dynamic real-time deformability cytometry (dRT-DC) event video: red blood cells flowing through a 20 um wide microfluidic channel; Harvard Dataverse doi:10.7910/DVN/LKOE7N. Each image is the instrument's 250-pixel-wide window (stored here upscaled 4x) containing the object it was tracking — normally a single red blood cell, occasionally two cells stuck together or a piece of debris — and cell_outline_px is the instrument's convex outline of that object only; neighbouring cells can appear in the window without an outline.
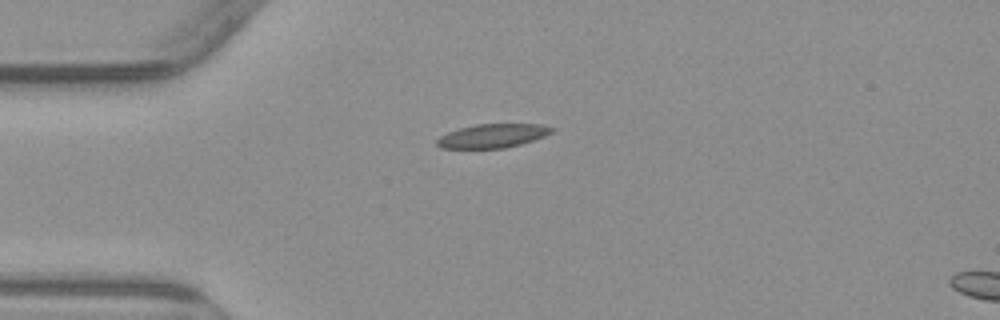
{"species": "common noctule bat (a hibernating species)", "species_latin": "Nyctalus noctula", "temperature_condition": "warm", "stored_images_in_passage": 3, "camera_frame_rate_fps": 3000, "um_per_image_px": 0.085, "animal": {"sex": "male", "body_mass_g": 23.1, "forearm_length_mm": 52.7}, "frame": {"image": 1, "passage_image": 1, "time_ms": 0.0, "image_size_px": [1000, 320], "cell_outline_px": [[556, 128], [552, 132], [544, 136], [520, 144], [504, 148], [440, 148], [436, 144], [436, 140], [440, 136], [448, 132], [460, 128], [476, 124], [540, 124]], "centroid_in_image_um": [41.86, 11.54], "position_along_channel_um": 43.1, "area_um2": 15.84}}
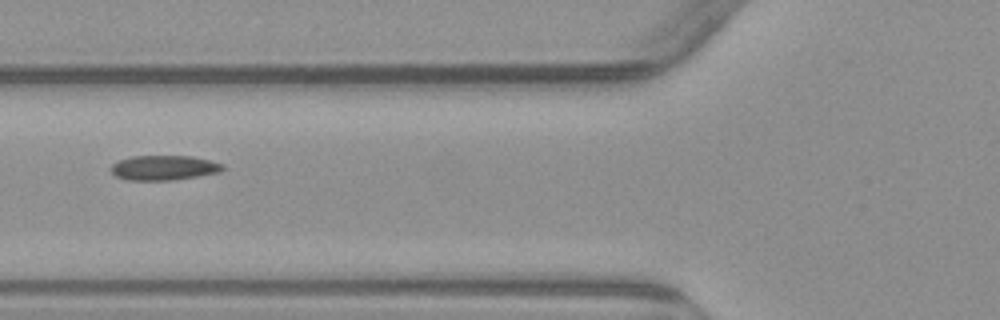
{"frame": {"image": 2, "passage_image": 3, "time_ms": 2.333, "image_size_px": [1000, 320], "cell_outline_px": [[224, 168], [220, 172], [172, 180], [128, 180], [116, 176], [112, 172], [112, 164], [120, 160], [132, 156], [192, 156], [224, 164]], "centroid_in_image_um": [13.94, 14.25], "position_along_channel_um": 111.9, "area_um2": 15.95}}